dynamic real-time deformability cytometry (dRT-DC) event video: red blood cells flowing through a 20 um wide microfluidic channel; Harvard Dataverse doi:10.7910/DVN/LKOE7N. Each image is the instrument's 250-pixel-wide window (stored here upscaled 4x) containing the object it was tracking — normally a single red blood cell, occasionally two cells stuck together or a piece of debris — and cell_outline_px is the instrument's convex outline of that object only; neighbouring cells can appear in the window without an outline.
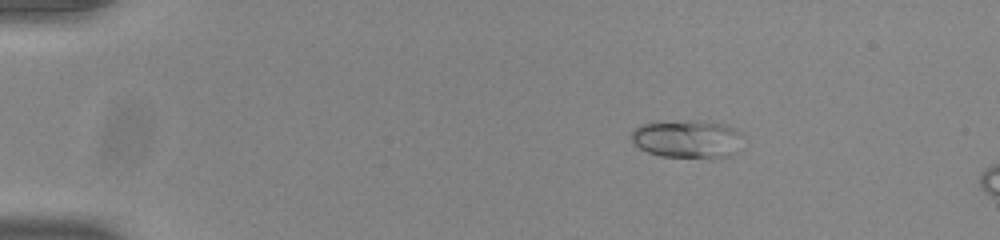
{"species": "common noctule bat (a hibernating species)", "species_latin": "Nyctalus noctula", "temperature_condition": "room temperature", "stored_images_in_passage": 6, "camera_frame_rate_fps": 3000, "um_per_image_px": 0.085, "animal": {"sex": "male", "body_mass_g": 20.0, "forearm_length_mm": 53.3}, "frame": {"image": 1, "passage_image": 1, "time_ms": 0.0, "image_size_px": [1000, 240], "cell_outline_px": [[744, 136], [736, 152], [732, 156], [712, 160], [660, 156], [648, 152], [640, 148], [632, 140], [632, 132], [640, 124], [688, 120], [700, 120], [728, 124], [740, 132]], "centroid_in_image_um": [58.52, 11.84], "position_along_channel_um": 26.5, "area_um2": 25.55}}